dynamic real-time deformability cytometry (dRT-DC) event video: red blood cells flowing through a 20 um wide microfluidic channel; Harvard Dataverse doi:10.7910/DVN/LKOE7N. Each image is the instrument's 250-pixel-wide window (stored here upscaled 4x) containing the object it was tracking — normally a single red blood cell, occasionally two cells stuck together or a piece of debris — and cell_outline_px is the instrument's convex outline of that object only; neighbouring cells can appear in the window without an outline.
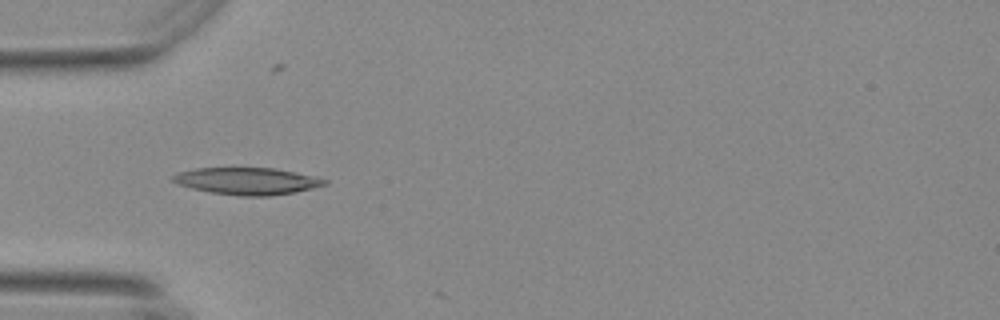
{"species": "Egyptian fruit bat (a non-hibernating species)", "species_latin": "Rousettus aegyptiacus", "temperature_condition": "warm", "stored_images_in_passage": 17, "camera_frame_rate_fps": 3000, "um_per_image_px": 0.085, "animal": {"sex": "female"}, "frame": {"image": 1, "passage_image": 16, "time_ms": 5.0, "image_size_px": [1000, 320], "cell_outline_px": [[328, 184], [296, 192], [268, 196], [240, 196], [212, 192], [192, 188], [176, 184], [172, 180], [172, 176], [180, 172], [196, 168], [272, 168], [312, 176], [328, 180]], "centroid_in_image_um": [21.0, 15.4], "position_along_channel_um": 64.0, "area_um2": 23.58}}